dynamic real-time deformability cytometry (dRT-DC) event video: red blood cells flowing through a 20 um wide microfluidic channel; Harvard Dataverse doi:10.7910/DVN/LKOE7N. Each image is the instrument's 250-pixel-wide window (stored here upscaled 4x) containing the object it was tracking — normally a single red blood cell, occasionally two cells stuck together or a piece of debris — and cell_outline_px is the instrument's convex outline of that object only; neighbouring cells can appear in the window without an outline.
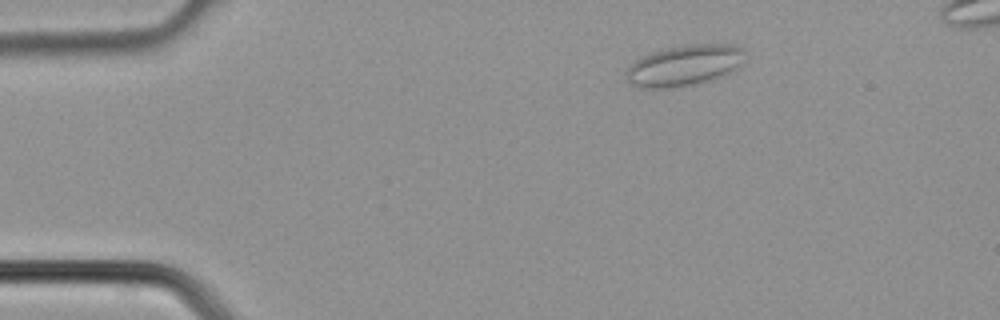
{"species": "common noctule bat (a hibernating species)", "species_latin": "Nyctalus noctula", "temperature_condition": "cold", "stored_images_in_passage": 4, "camera_frame_rate_fps": 3000, "um_per_image_px": 0.085, "animal": {"sex": "male", "body_mass_g": 21.5, "forearm_length_mm": 52.0}, "frame": {"image": 1, "passage_image": 4, "time_ms": 1.0, "image_size_px": [1000, 320], "cell_outline_px": [[744, 60], [736, 68], [724, 76], [692, 84], [672, 88], [648, 88], [632, 84], [624, 80], [624, 68], [628, 64], [640, 56], [652, 52], [684, 44], [732, 44], [744, 48]], "centroid_in_image_um": [58.11, 5.55], "position_along_channel_um": 26.9, "area_um2": 28.67}}